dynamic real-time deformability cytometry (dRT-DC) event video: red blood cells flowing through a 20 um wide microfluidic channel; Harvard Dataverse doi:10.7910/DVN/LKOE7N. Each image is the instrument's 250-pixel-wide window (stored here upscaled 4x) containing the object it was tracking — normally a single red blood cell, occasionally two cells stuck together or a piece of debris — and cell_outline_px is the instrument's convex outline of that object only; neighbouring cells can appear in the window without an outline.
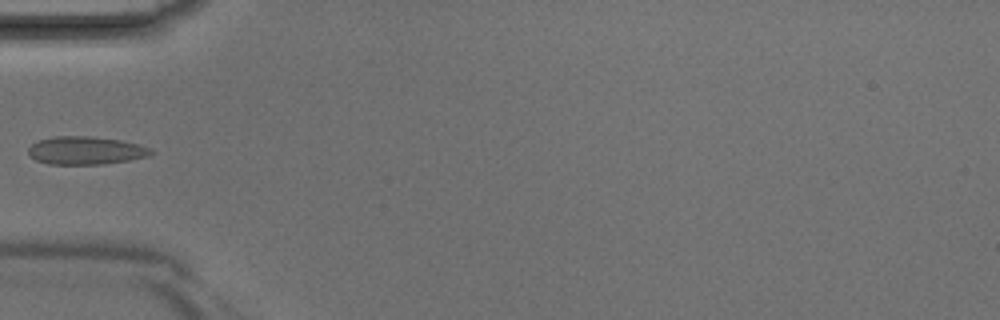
{"species": "Egyptian fruit bat (a non-hibernating species)", "species_latin": "Rousettus aegyptiacus", "temperature_condition": "room temperature", "stored_images_in_passage": 5, "camera_frame_rate_fps": 3000, "um_per_image_px": 0.085, "animal": {"sex": "male"}, "frame": {"image": 1, "passage_image": 5, "time_ms": 1.333, "image_size_px": [1000, 320], "cell_outline_px": [[152, 152], [148, 156], [128, 160], [104, 164], [48, 164], [36, 160], [28, 156], [28, 148], [32, 144], [40, 140], [56, 136], [92, 136], [120, 140], [136, 144], [148, 148]], "centroid_in_image_um": [7.22, 12.79], "position_along_channel_um": 77.8, "area_um2": 19.83}}